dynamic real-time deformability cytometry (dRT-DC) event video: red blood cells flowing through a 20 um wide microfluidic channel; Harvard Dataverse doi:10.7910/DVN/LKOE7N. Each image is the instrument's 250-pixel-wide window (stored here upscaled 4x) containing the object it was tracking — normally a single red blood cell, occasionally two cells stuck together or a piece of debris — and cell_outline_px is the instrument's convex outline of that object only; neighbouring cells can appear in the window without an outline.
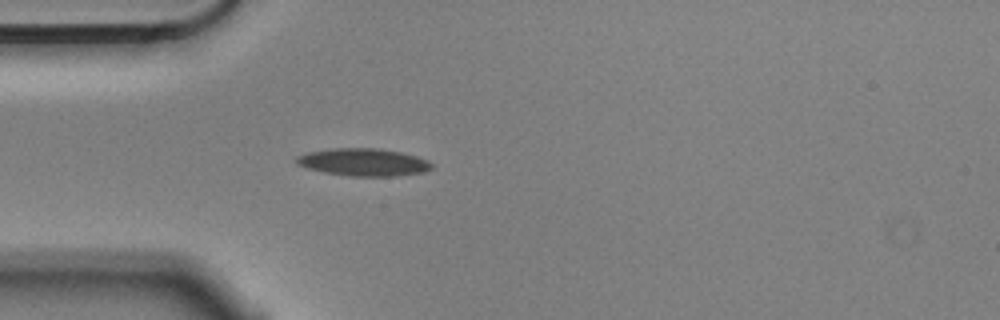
{"species": "Egyptian fruit bat (a non-hibernating species)", "species_latin": "Rousettus aegyptiacus", "temperature_condition": "cold", "stored_images_in_passage": 1, "camera_frame_rate_fps": 3000, "um_per_image_px": 0.085, "animal": {"sex": "male"}, "frame": {"image": 1, "passage_image": 1, "time_ms": 0.0, "image_size_px": [1000, 320], "cell_outline_px": [[432, 168], [424, 172], [396, 176], [352, 176], [324, 172], [308, 168], [296, 164], [296, 156], [308, 152], [332, 148], [376, 148], [400, 152], [416, 156], [428, 160], [432, 164]], "centroid_in_image_um": [30.9, 13.78], "position_along_channel_um": 54.1, "area_um2": 21.62}}